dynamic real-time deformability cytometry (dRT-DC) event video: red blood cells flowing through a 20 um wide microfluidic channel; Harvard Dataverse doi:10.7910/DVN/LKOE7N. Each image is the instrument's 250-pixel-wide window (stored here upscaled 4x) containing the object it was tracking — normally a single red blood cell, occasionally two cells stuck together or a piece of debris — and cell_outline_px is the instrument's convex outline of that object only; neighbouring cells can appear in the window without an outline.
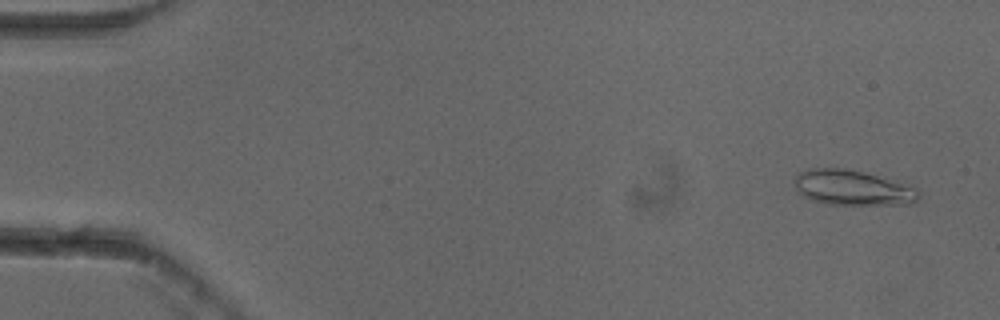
{"species": "common noctule bat (a hibernating species)", "species_latin": "Nyctalus noctula", "temperature_condition": "cold", "stored_images_in_passage": 15, "camera_frame_rate_fps": 3000, "um_per_image_px": 0.085, "animal": {"sex": "female"}, "frame": {"image": 1, "passage_image": 3, "time_ms": 0.667, "image_size_px": [1000, 320], "cell_outline_px": [[920, 196], [912, 204], [828, 204], [812, 200], [796, 192], [796, 172], [808, 168], [844, 168], [876, 176], [916, 188], [920, 192]], "centroid_in_image_um": [72.41, 15.96], "position_along_channel_um": 12.6, "area_um2": 25.09}}